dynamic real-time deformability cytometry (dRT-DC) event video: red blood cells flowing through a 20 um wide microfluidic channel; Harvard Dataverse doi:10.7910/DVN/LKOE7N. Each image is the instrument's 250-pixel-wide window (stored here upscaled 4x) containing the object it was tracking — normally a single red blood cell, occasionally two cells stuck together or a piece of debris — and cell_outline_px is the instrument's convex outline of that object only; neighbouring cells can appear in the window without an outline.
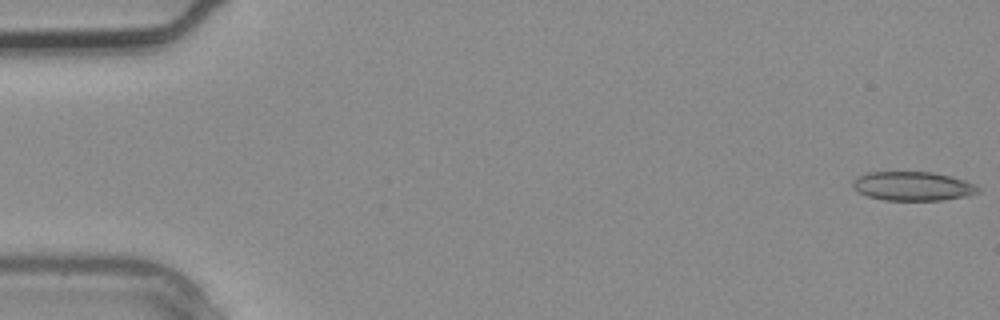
{"species": "common noctule bat (a hibernating species)", "species_latin": "Nyctalus noctula", "temperature_condition": "warm", "stored_images_in_passage": 4, "camera_frame_rate_fps": 3000, "um_per_image_px": 0.085, "animal": {"sex": "male", "body_mass_g": 20.4}, "frame": {"image": 1, "passage_image": 1, "time_ms": 0.0, "image_size_px": [1000, 320], "cell_outline_px": [[980, 192], [968, 196], [940, 200], [884, 200], [868, 196], [860, 192], [852, 184], [852, 180], [868, 172], [932, 172], [952, 176], [964, 180], [980, 188]], "centroid_in_image_um": [77.62, 15.82], "position_along_channel_um": 7.4, "area_um2": 21.04}}
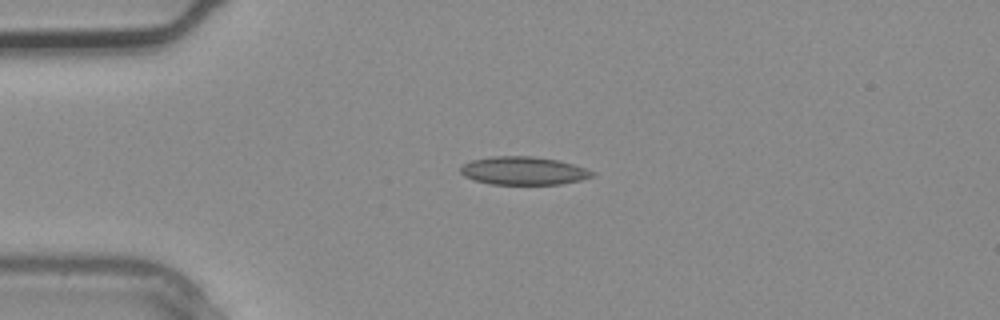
{"frame": {"image": 2, "passage_image": 3, "time_ms": 0.667, "image_size_px": [1000, 320], "cell_outline_px": [[596, 172], [592, 176], [580, 180], [560, 184], [492, 184], [476, 180], [464, 176], [460, 172], [460, 168], [464, 164], [472, 160], [492, 156], [532, 156], [560, 160]], "centroid_in_image_um": [44.5, 14.51], "position_along_channel_um": 40.5, "area_um2": 21.44}}
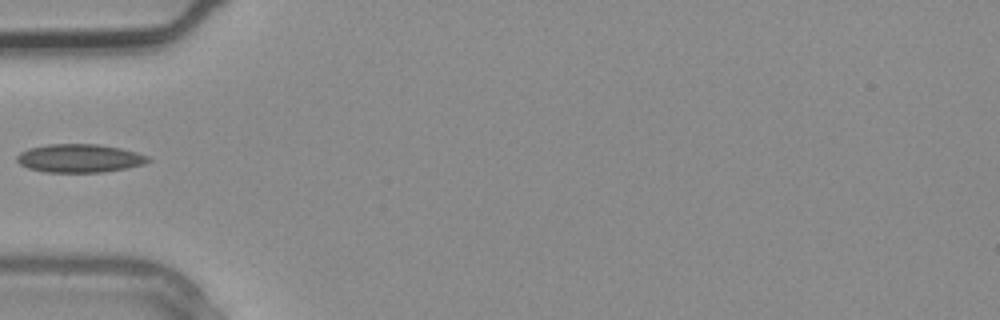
{"frame": {"image": 3, "passage_image": 4, "time_ms": 1.0, "image_size_px": [1000, 320], "cell_outline_px": [[152, 160], [144, 164], [128, 168], [100, 172], [44, 172], [28, 168], [20, 164], [16, 160], [16, 156], [20, 152], [28, 148], [48, 144], [96, 144], [120, 148], [136, 152], [148, 156]], "centroid_in_image_um": [6.75, 13.45], "position_along_channel_um": 78.3, "area_um2": 21.73}}